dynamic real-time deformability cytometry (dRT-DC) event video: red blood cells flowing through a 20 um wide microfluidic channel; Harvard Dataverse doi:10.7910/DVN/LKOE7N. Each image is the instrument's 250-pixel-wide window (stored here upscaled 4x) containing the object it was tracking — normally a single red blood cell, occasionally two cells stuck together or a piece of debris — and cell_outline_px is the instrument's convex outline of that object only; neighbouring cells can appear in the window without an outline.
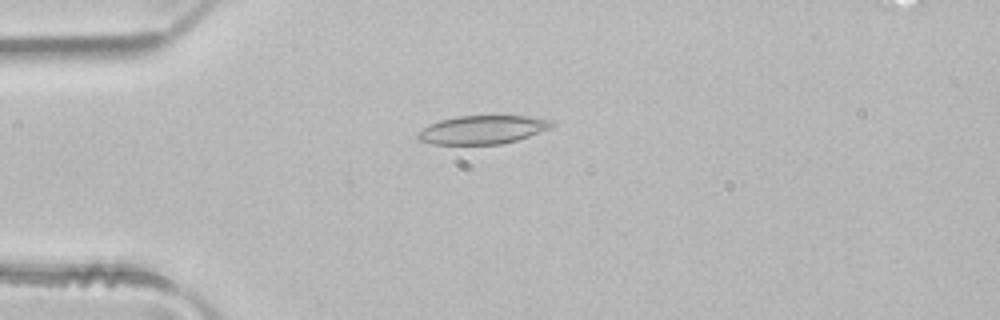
{"species": "common noctule bat (a hibernating species)", "species_latin": "Nyctalus noctula", "temperature_condition": "room temperature", "stored_images_in_passage": 3, "camera_frame_rate_fps": 3000, "um_per_image_px": 0.085, "animal": {"sex": "male", "body_mass_g": 21.5, "forearm_length_mm": 52.0}, "frame": {"image": 1, "passage_image": 2, "time_ms": 0.333, "image_size_px": [1000, 320], "cell_outline_px": [[556, 124], [548, 128], [528, 136], [516, 140], [500, 144], [432, 144], [420, 140], [416, 136], [416, 132], [440, 120], [456, 116], [528, 116], [552, 120]], "centroid_in_image_um": [41.0, 11.02], "position_along_channel_um": 44.0, "area_um2": 21.96}}
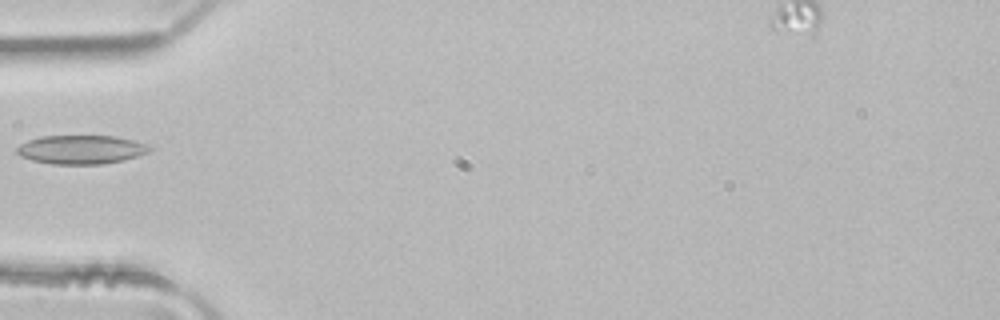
{"frame": {"image": 2, "passage_image": 3, "time_ms": 0.667, "image_size_px": [1000, 320], "cell_outline_px": [[152, 148], [148, 152], [140, 156], [124, 160], [104, 164], [52, 164], [32, 160], [20, 156], [16, 152], [16, 148], [20, 144], [28, 140], [40, 136], [116, 136], [148, 144]], "centroid_in_image_um": [6.91, 12.71], "position_along_channel_um": 78.1, "area_um2": 22.43}}